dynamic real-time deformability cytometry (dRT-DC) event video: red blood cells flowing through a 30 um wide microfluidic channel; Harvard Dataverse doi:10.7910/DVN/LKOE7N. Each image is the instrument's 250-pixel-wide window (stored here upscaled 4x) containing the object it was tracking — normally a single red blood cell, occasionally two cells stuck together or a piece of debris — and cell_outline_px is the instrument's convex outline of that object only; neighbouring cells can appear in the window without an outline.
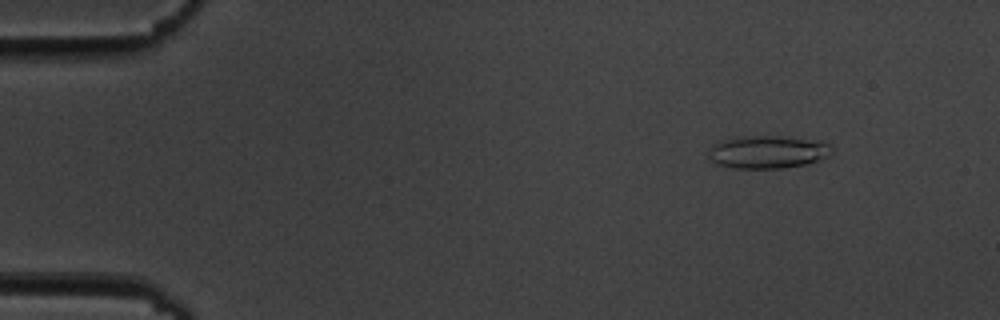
{"species": "common noctule bat (a hibernating species)", "species_latin": "Nyctalus noctula", "temperature_condition": "cold", "stored_images_in_passage": 16, "camera_frame_rate_fps": 3000, "um_per_image_px": 0.085, "animal": {"sex": "male", "body_mass_g": 19.5, "forearm_length_mm": 54.6}, "frame": {"image": 1, "passage_image": 7, "time_ms": 2.0, "image_size_px": [1000, 320], "cell_outline_px": [[836, 148], [832, 156], [804, 164], [784, 168], [736, 168], [720, 164], [712, 160], [708, 156], [708, 148], [720, 140], [736, 136], [780, 136], [824, 140]], "centroid_in_image_um": [65.34, 12.89], "position_along_channel_um": 19.7, "area_um2": 24.1}}